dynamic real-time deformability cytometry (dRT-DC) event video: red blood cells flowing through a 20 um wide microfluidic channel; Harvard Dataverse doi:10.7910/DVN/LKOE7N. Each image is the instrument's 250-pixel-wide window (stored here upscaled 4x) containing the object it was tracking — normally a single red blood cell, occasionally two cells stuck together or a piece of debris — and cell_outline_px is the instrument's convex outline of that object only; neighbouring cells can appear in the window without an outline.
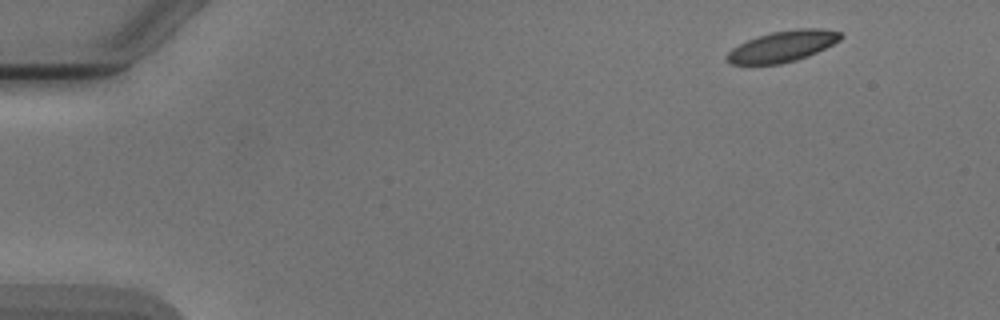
{"species": "Egyptian fruit bat (a non-hibernating species)", "species_latin": "Rousettus aegyptiacus", "temperature_condition": "cold", "stored_images_in_passage": 4, "camera_frame_rate_fps": 3000, "um_per_image_px": 0.085, "animal": {"sex": "male"}, "frame": {"image": 1, "passage_image": 1, "time_ms": 0.0, "image_size_px": [1000, 320], "cell_outline_px": [[844, 36], [840, 40], [808, 56], [796, 60], [780, 64], [732, 64], [724, 56], [732, 48], [756, 36], [772, 32], [796, 28], [820, 28], [840, 32]], "centroid_in_image_um": [66.52, 3.93], "position_along_channel_um": 18.5, "area_um2": 20.46}}